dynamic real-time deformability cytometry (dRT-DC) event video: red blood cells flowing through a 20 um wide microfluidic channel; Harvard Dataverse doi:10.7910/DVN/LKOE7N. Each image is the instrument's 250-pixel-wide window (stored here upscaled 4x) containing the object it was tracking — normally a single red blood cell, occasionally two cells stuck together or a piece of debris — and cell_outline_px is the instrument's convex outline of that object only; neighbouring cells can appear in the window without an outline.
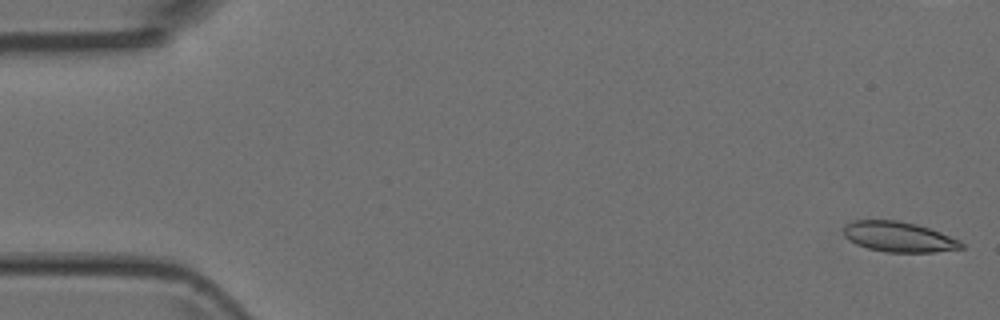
{"species": "Egyptian fruit bat (a non-hibernating species)", "species_latin": "Rousettus aegyptiacus", "temperature_condition": "room temperature", "stored_images_in_passage": 7, "segment_of_instrument_passage": [1, 2], "camera_frame_rate_fps": 3000, "um_per_image_px": 0.085, "animal": {"sex": "female"}, "frame": {"image": 1, "passage_image": 1, "time_ms": 0.0, "image_size_px": [1000, 320], "cell_outline_px": [[964, 248], [932, 252], [888, 252], [868, 248], [856, 244], [848, 240], [844, 236], [844, 228], [852, 220], [896, 220], [916, 224], [940, 232], [960, 240], [964, 244]], "centroid_in_image_um": [76.4, 20.13], "position_along_channel_um": 8.6, "area_um2": 20.63}}
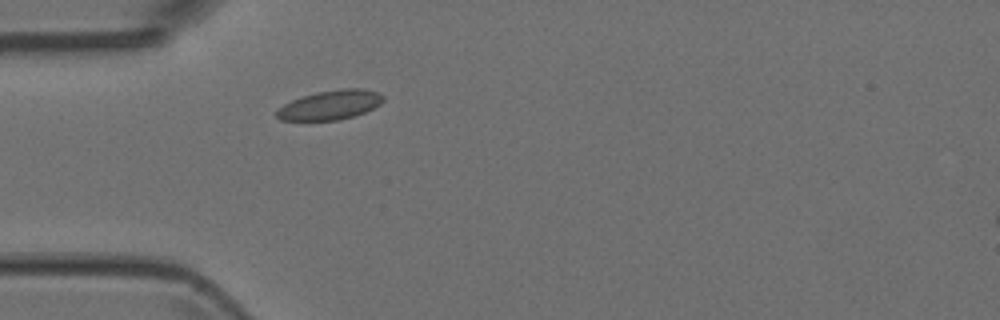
{"frame": {"image": 2, "passage_image": 6, "time_ms": 1.667, "image_size_px": [1000, 320], "cell_outline_px": [[384, 100], [380, 104], [364, 112], [352, 116], [336, 120], [280, 120], [276, 116], [276, 112], [284, 104], [292, 100], [316, 92], [340, 88], [364, 88], [376, 92], [384, 96]], "centroid_in_image_um": [28.08, 8.91], "position_along_channel_um": 56.9, "area_um2": 18.03}}